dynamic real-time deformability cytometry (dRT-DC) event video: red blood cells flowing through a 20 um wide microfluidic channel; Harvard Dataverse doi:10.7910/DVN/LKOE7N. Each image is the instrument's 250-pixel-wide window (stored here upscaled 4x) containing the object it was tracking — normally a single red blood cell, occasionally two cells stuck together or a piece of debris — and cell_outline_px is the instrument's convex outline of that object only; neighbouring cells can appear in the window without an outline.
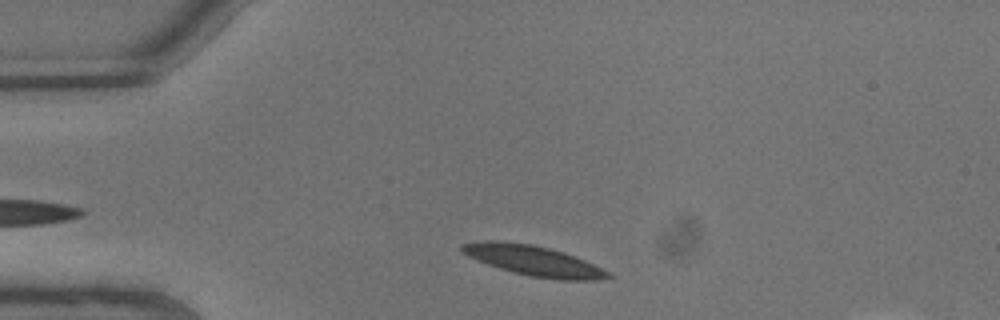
{"species": "common noctule bat (a hibernating species)", "species_latin": "Nyctalus noctula", "temperature_condition": "warm", "stored_images_in_passage": 5, "camera_frame_rate_fps": 3000, "um_per_image_px": 0.085, "animal": {"sex": "male", "body_mass_g": 13.3}, "frame": {"image": 1, "passage_image": 1, "time_ms": 0.0, "image_size_px": [1000, 320], "cell_outline_px": [[612, 276], [596, 280], [556, 280], [532, 276], [512, 272], [488, 264], [468, 256], [460, 252], [460, 244], [484, 240], [500, 240], [532, 244], [564, 252], [584, 260], [608, 272]], "centroid_in_image_um": [45.28, 22.14], "position_along_channel_um": 39.7, "area_um2": 25.55}}
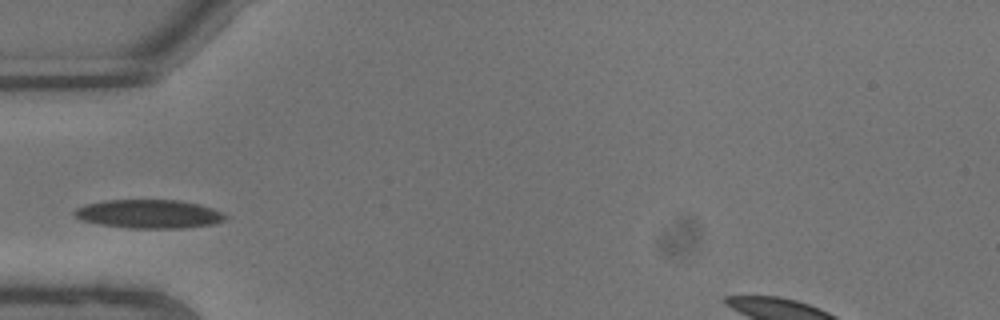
{"frame": {"image": 2, "passage_image": 3, "time_ms": 0.667, "image_size_px": [1000, 320], "cell_outline_px": [[228, 216], [224, 220], [212, 224], [184, 228], [128, 228], [100, 224], [80, 220], [72, 216], [72, 212], [76, 208], [88, 204], [104, 200], [180, 200], [200, 204], [224, 212]], "centroid_in_image_um": [12.66, 18.18], "position_along_channel_um": 72.3, "area_um2": 25.37}}
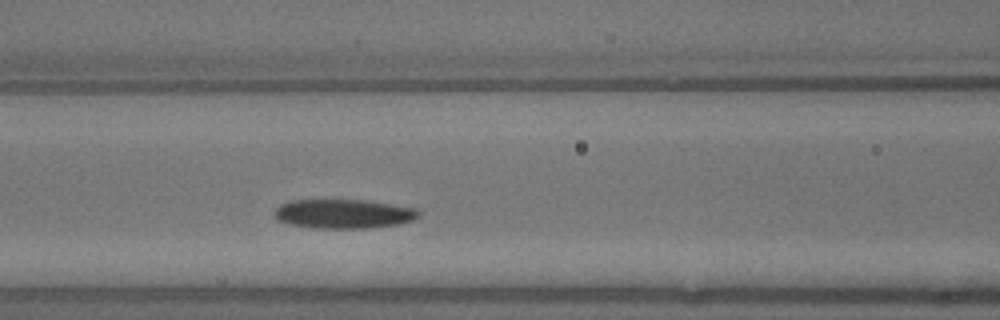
{"frame": {"image": 3, "passage_image": 5, "time_ms": 1.333, "image_size_px": [1000, 320], "cell_outline_px": [[420, 216], [412, 220], [396, 224], [368, 228], [312, 228], [288, 224], [276, 220], [272, 216], [276, 208], [280, 204], [288, 200], [364, 200], [416, 208], [420, 212]], "centroid_in_image_um": [29.13, 18.17], "position_along_channel_um": 137.5, "area_um2": 24.68}}